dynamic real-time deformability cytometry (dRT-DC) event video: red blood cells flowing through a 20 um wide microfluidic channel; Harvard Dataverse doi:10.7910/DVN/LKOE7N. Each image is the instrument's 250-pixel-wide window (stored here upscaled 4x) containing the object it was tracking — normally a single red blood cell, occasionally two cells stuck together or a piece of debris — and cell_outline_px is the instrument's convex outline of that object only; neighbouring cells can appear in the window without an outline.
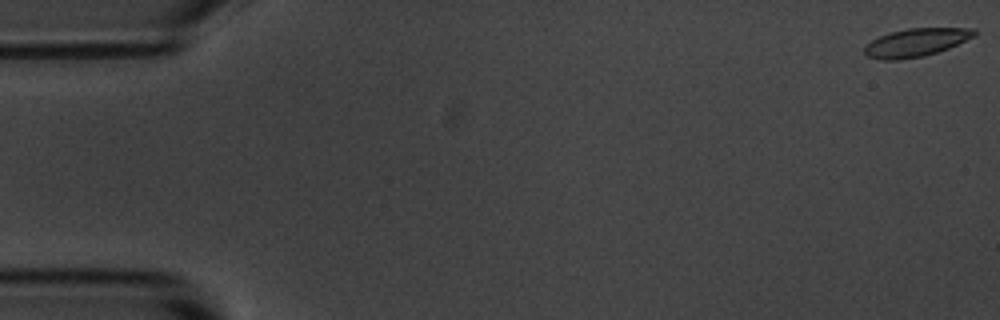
{"species": "common noctule bat (a hibernating species)", "species_latin": "Nyctalus noctula", "temperature_condition": "room temperature", "stored_images_in_passage": 5, "camera_frame_rate_fps": 3000, "um_per_image_px": 0.085, "animal": {"sex": "male", "body_mass_g": 20.1, "forearm_length_mm": 53.5}, "frame": {"image": 1, "passage_image": 1, "time_ms": 0.0, "image_size_px": [1000, 320], "cell_outline_px": [[976, 36], [948, 48], [924, 56], [900, 60], [880, 60], [868, 56], [864, 52], [864, 44], [880, 36], [892, 32], [908, 28], [976, 28]], "centroid_in_image_um": [77.85, 3.61], "position_along_channel_um": 7.1, "area_um2": 18.03}}
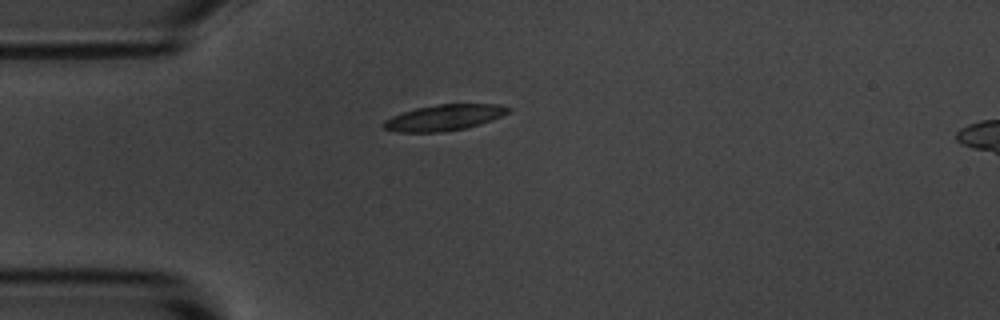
{"frame": {"image": 2, "passage_image": 5, "time_ms": 4.667, "image_size_px": [1000, 320], "cell_outline_px": [[512, 108], [508, 112], [492, 120], [480, 124], [464, 128], [444, 132], [396, 132], [384, 128], [380, 124], [384, 120], [392, 116], [416, 108], [436, 104], [500, 104]], "centroid_in_image_um": [37.73, 9.99], "position_along_channel_um": 47.3, "area_um2": 18.84}}